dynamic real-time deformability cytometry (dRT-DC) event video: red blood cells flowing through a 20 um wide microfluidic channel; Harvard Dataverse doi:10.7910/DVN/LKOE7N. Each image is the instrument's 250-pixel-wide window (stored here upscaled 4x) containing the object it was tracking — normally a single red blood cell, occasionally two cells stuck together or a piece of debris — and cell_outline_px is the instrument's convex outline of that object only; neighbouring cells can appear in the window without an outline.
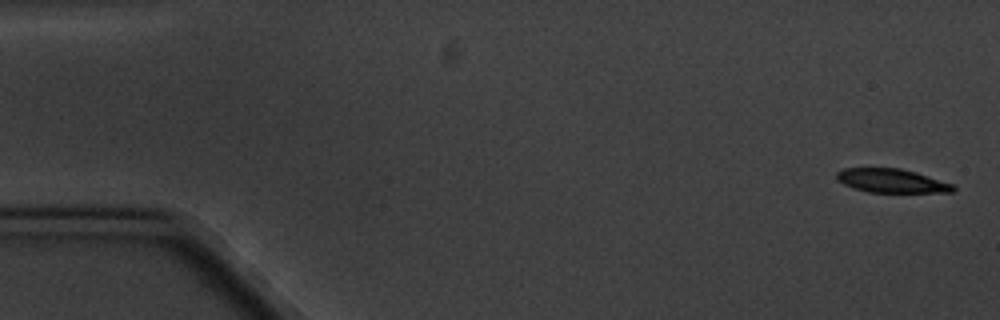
{"species": "common noctule bat (a hibernating species)", "species_latin": "Nyctalus noctula", "temperature_condition": "cold", "stored_images_in_passage": 6, "segment_of_instrument_passage": [1, 2], "camera_frame_rate_fps": 3000, "um_per_image_px": 0.085, "animal": {"sex": "male", "body_mass_g": 20.1, "forearm_length_mm": 53.5}, "frame": {"image": 1, "passage_image": 1, "time_ms": 0.0, "image_size_px": [1000, 320], "cell_outline_px": [[956, 188], [952, 192], [868, 192], [852, 188], [836, 180], [836, 172], [844, 168], [900, 168], [916, 172], [952, 184]], "centroid_in_image_um": [75.74, 15.36], "position_along_channel_um": 9.3, "area_um2": 16.13}}